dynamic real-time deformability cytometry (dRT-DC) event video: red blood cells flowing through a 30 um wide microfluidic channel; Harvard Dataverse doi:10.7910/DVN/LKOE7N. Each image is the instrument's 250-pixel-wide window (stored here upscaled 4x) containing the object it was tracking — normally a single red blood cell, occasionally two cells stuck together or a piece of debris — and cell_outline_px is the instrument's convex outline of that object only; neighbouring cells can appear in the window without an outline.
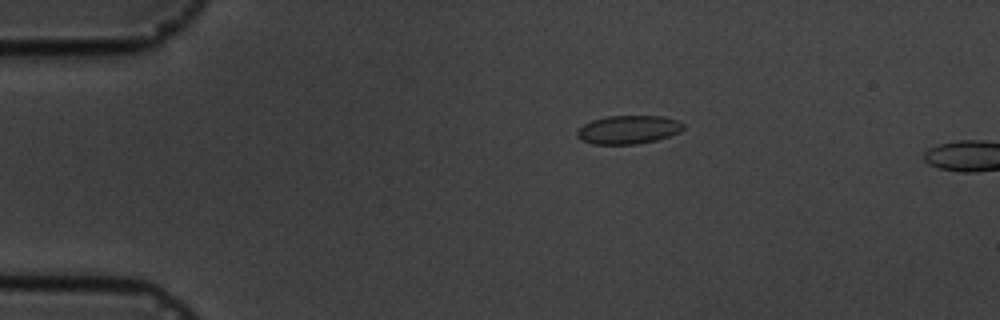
{"species": "common noctule bat (a hibernating species)", "species_latin": "Nyctalus noctula", "temperature_condition": "cold", "stored_images_in_passage": 4, "camera_frame_rate_fps": 3000, "um_per_image_px": 0.085, "animal": {"sex": "male", "body_mass_g": 19.5, "forearm_length_mm": 54.6}, "frame": {"image": 1, "passage_image": 3, "time_ms": 2.333, "image_size_px": [1000, 320], "cell_outline_px": [[684, 128], [680, 132], [656, 140], [636, 144], [592, 144], [580, 140], [576, 136], [576, 132], [584, 124], [592, 120], [608, 116], [664, 116], [680, 120], [684, 124]], "centroid_in_image_um": [53.42, 11.02], "position_along_channel_um": 31.6, "area_um2": 17.74}}